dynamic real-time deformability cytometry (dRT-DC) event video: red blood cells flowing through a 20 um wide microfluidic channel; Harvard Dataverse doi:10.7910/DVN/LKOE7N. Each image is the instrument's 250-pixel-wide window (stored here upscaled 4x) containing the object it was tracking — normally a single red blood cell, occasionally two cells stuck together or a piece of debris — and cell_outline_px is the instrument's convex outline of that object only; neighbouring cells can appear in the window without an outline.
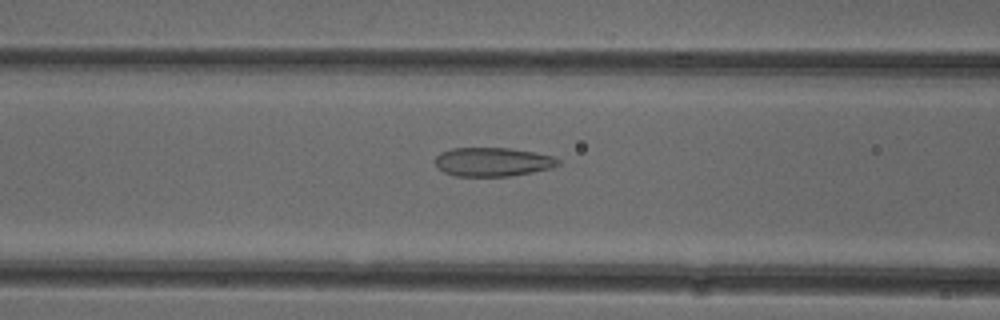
{"species": "common noctule bat (a hibernating species)", "species_latin": "Nyctalus noctula", "temperature_condition": "cold", "stored_images_in_passage": 52, "camera_frame_rate_fps": 3000, "um_per_image_px": 0.085, "animal": {"sex": "female"}, "frame": {"image": 1, "passage_image": 21, "time_ms": 6.667, "image_size_px": [1000, 320], "cell_outline_px": [[560, 164], [552, 168], [532, 172], [508, 176], [456, 176], [444, 172], [436, 164], [436, 156], [440, 152], [452, 148], [508, 148], [536, 152], [556, 156], [560, 160]], "centroid_in_image_um": [41.93, 13.75], "position_along_channel_um": 124.7, "area_um2": 20.75}}
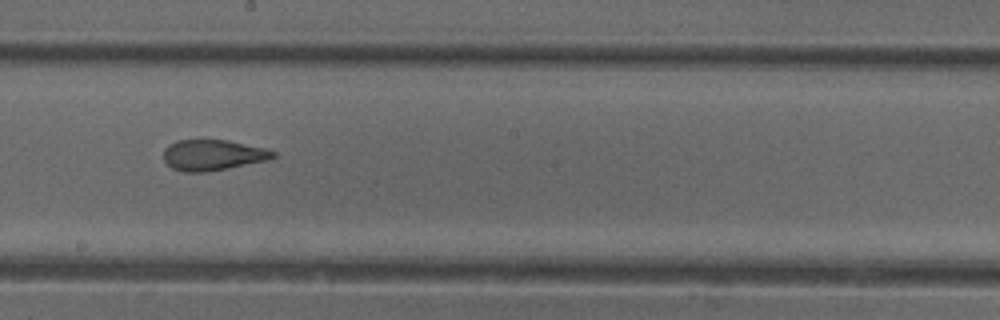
{"frame": {"image": 2, "passage_image": 29, "time_ms": 9.333, "image_size_px": [1000, 320], "cell_outline_px": [[276, 156], [268, 160], [208, 172], [184, 172], [172, 168], [164, 160], [164, 148], [168, 144], [176, 140], [228, 140], [264, 148], [276, 152]], "centroid_in_image_um": [18.07, 13.18], "position_along_channel_um": 230.1, "area_um2": 19.65}}
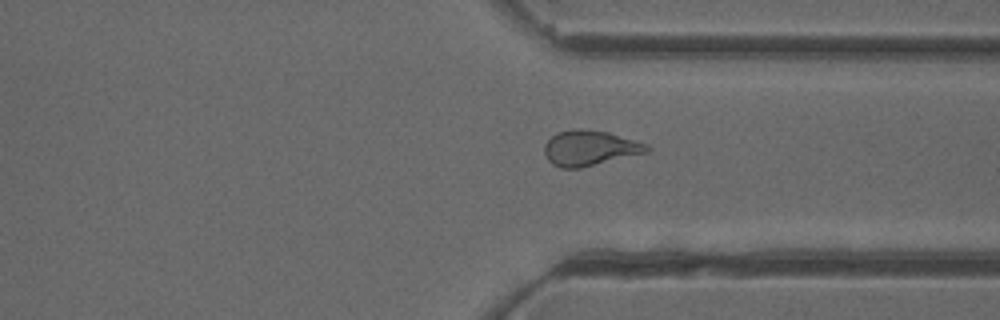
{"frame": {"image": 3, "passage_image": 39, "time_ms": 12.667, "image_size_px": [1000, 320], "cell_outline_px": [[652, 148], [648, 152], [580, 168], [560, 168], [552, 164], [548, 160], [544, 152], [544, 144], [556, 132], [572, 128], [580, 128], [608, 132], [648, 144]], "centroid_in_image_um": [50.12, 12.57], "position_along_channel_um": 361.3, "area_um2": 21.21}, "authors_computed_cell_mechanics": {"area_um2": 22.0218, "velocity_mm_per_s": 3.9481, "shape_relaxation_time_tau1_ms": null, "shape_relaxation_time_tau2_ms": 1.58, "deformation_change_tau1": null, "deformation_change_tau2": 0.0741}}